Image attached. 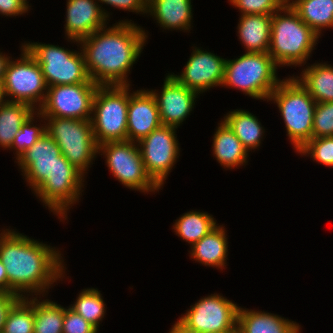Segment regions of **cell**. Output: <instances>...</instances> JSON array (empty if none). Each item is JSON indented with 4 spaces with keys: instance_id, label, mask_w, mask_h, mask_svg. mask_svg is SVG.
Listing matches in <instances>:
<instances>
[{
    "instance_id": "39",
    "label": "cell",
    "mask_w": 333,
    "mask_h": 333,
    "mask_svg": "<svg viewBox=\"0 0 333 333\" xmlns=\"http://www.w3.org/2000/svg\"><path fill=\"white\" fill-rule=\"evenodd\" d=\"M18 299L17 295L0 292V333L2 332L7 312Z\"/></svg>"
},
{
    "instance_id": "36",
    "label": "cell",
    "mask_w": 333,
    "mask_h": 333,
    "mask_svg": "<svg viewBox=\"0 0 333 333\" xmlns=\"http://www.w3.org/2000/svg\"><path fill=\"white\" fill-rule=\"evenodd\" d=\"M63 333H98V330L68 306L64 307Z\"/></svg>"
},
{
    "instance_id": "22",
    "label": "cell",
    "mask_w": 333,
    "mask_h": 333,
    "mask_svg": "<svg viewBox=\"0 0 333 333\" xmlns=\"http://www.w3.org/2000/svg\"><path fill=\"white\" fill-rule=\"evenodd\" d=\"M213 135L212 152L213 156L225 169H239L247 165L248 154H250L236 137L230 127L221 120L218 123Z\"/></svg>"
},
{
    "instance_id": "7",
    "label": "cell",
    "mask_w": 333,
    "mask_h": 333,
    "mask_svg": "<svg viewBox=\"0 0 333 333\" xmlns=\"http://www.w3.org/2000/svg\"><path fill=\"white\" fill-rule=\"evenodd\" d=\"M186 311L169 333H237L239 305L222 294L203 296Z\"/></svg>"
},
{
    "instance_id": "34",
    "label": "cell",
    "mask_w": 333,
    "mask_h": 333,
    "mask_svg": "<svg viewBox=\"0 0 333 333\" xmlns=\"http://www.w3.org/2000/svg\"><path fill=\"white\" fill-rule=\"evenodd\" d=\"M238 8L240 15L264 14L272 15L286 4L285 0H228Z\"/></svg>"
},
{
    "instance_id": "27",
    "label": "cell",
    "mask_w": 333,
    "mask_h": 333,
    "mask_svg": "<svg viewBox=\"0 0 333 333\" xmlns=\"http://www.w3.org/2000/svg\"><path fill=\"white\" fill-rule=\"evenodd\" d=\"M36 112L29 104L6 101L0 107V147L8 149L21 126Z\"/></svg>"
},
{
    "instance_id": "5",
    "label": "cell",
    "mask_w": 333,
    "mask_h": 333,
    "mask_svg": "<svg viewBox=\"0 0 333 333\" xmlns=\"http://www.w3.org/2000/svg\"><path fill=\"white\" fill-rule=\"evenodd\" d=\"M294 76L282 79L267 102L277 104L285 123L286 135L297 152L312 139L317 102Z\"/></svg>"
},
{
    "instance_id": "41",
    "label": "cell",
    "mask_w": 333,
    "mask_h": 333,
    "mask_svg": "<svg viewBox=\"0 0 333 333\" xmlns=\"http://www.w3.org/2000/svg\"><path fill=\"white\" fill-rule=\"evenodd\" d=\"M11 58L12 56L10 57L6 55V53L3 54V52H0V86H2L5 77V71Z\"/></svg>"
},
{
    "instance_id": "43",
    "label": "cell",
    "mask_w": 333,
    "mask_h": 333,
    "mask_svg": "<svg viewBox=\"0 0 333 333\" xmlns=\"http://www.w3.org/2000/svg\"><path fill=\"white\" fill-rule=\"evenodd\" d=\"M20 2H22L28 9H31L30 7V5L28 4L29 3V1H27V0H19Z\"/></svg>"
},
{
    "instance_id": "21",
    "label": "cell",
    "mask_w": 333,
    "mask_h": 333,
    "mask_svg": "<svg viewBox=\"0 0 333 333\" xmlns=\"http://www.w3.org/2000/svg\"><path fill=\"white\" fill-rule=\"evenodd\" d=\"M223 225H216L210 232L196 242L189 256L203 266L223 270L228 265V238Z\"/></svg>"
},
{
    "instance_id": "14",
    "label": "cell",
    "mask_w": 333,
    "mask_h": 333,
    "mask_svg": "<svg viewBox=\"0 0 333 333\" xmlns=\"http://www.w3.org/2000/svg\"><path fill=\"white\" fill-rule=\"evenodd\" d=\"M97 83L49 86L43 105L37 110L44 117L91 120Z\"/></svg>"
},
{
    "instance_id": "20",
    "label": "cell",
    "mask_w": 333,
    "mask_h": 333,
    "mask_svg": "<svg viewBox=\"0 0 333 333\" xmlns=\"http://www.w3.org/2000/svg\"><path fill=\"white\" fill-rule=\"evenodd\" d=\"M298 323L260 310L239 307L237 333H300Z\"/></svg>"
},
{
    "instance_id": "15",
    "label": "cell",
    "mask_w": 333,
    "mask_h": 333,
    "mask_svg": "<svg viewBox=\"0 0 333 333\" xmlns=\"http://www.w3.org/2000/svg\"><path fill=\"white\" fill-rule=\"evenodd\" d=\"M193 51L184 66L183 71L172 74L181 84L199 94L209 91L213 87H222L226 58L192 47Z\"/></svg>"
},
{
    "instance_id": "31",
    "label": "cell",
    "mask_w": 333,
    "mask_h": 333,
    "mask_svg": "<svg viewBox=\"0 0 333 333\" xmlns=\"http://www.w3.org/2000/svg\"><path fill=\"white\" fill-rule=\"evenodd\" d=\"M34 307L19 298L7 312L1 333H33Z\"/></svg>"
},
{
    "instance_id": "37",
    "label": "cell",
    "mask_w": 333,
    "mask_h": 333,
    "mask_svg": "<svg viewBox=\"0 0 333 333\" xmlns=\"http://www.w3.org/2000/svg\"><path fill=\"white\" fill-rule=\"evenodd\" d=\"M100 4L110 5L119 10L136 12L135 14L147 13V0H97Z\"/></svg>"
},
{
    "instance_id": "32",
    "label": "cell",
    "mask_w": 333,
    "mask_h": 333,
    "mask_svg": "<svg viewBox=\"0 0 333 333\" xmlns=\"http://www.w3.org/2000/svg\"><path fill=\"white\" fill-rule=\"evenodd\" d=\"M37 115V116H36ZM41 120L44 123L40 125L35 124V118ZM34 122V123H33ZM38 125V126H37ZM46 132V121L44 116H42L38 111L32 114L25 123L21 126L17 135L13 139L11 146L8 148L9 150L16 151L15 158L18 160L23 153L29 149L44 133Z\"/></svg>"
},
{
    "instance_id": "35",
    "label": "cell",
    "mask_w": 333,
    "mask_h": 333,
    "mask_svg": "<svg viewBox=\"0 0 333 333\" xmlns=\"http://www.w3.org/2000/svg\"><path fill=\"white\" fill-rule=\"evenodd\" d=\"M333 136V102L317 103L313 117L312 138Z\"/></svg>"
},
{
    "instance_id": "18",
    "label": "cell",
    "mask_w": 333,
    "mask_h": 333,
    "mask_svg": "<svg viewBox=\"0 0 333 333\" xmlns=\"http://www.w3.org/2000/svg\"><path fill=\"white\" fill-rule=\"evenodd\" d=\"M127 112V140L138 143L162 125L156 99L149 89L130 93Z\"/></svg>"
},
{
    "instance_id": "40",
    "label": "cell",
    "mask_w": 333,
    "mask_h": 333,
    "mask_svg": "<svg viewBox=\"0 0 333 333\" xmlns=\"http://www.w3.org/2000/svg\"><path fill=\"white\" fill-rule=\"evenodd\" d=\"M0 292L8 293V276L1 259H0Z\"/></svg>"
},
{
    "instance_id": "24",
    "label": "cell",
    "mask_w": 333,
    "mask_h": 333,
    "mask_svg": "<svg viewBox=\"0 0 333 333\" xmlns=\"http://www.w3.org/2000/svg\"><path fill=\"white\" fill-rule=\"evenodd\" d=\"M305 67L295 78L317 103L333 102V66L317 62Z\"/></svg>"
},
{
    "instance_id": "26",
    "label": "cell",
    "mask_w": 333,
    "mask_h": 333,
    "mask_svg": "<svg viewBox=\"0 0 333 333\" xmlns=\"http://www.w3.org/2000/svg\"><path fill=\"white\" fill-rule=\"evenodd\" d=\"M316 34L333 28V0H291L288 3Z\"/></svg>"
},
{
    "instance_id": "29",
    "label": "cell",
    "mask_w": 333,
    "mask_h": 333,
    "mask_svg": "<svg viewBox=\"0 0 333 333\" xmlns=\"http://www.w3.org/2000/svg\"><path fill=\"white\" fill-rule=\"evenodd\" d=\"M217 225L213 215L200 210L184 213L173 224L175 234L192 247Z\"/></svg>"
},
{
    "instance_id": "9",
    "label": "cell",
    "mask_w": 333,
    "mask_h": 333,
    "mask_svg": "<svg viewBox=\"0 0 333 333\" xmlns=\"http://www.w3.org/2000/svg\"><path fill=\"white\" fill-rule=\"evenodd\" d=\"M44 118L46 132L58 144L63 156L86 175L98 154L91 120Z\"/></svg>"
},
{
    "instance_id": "42",
    "label": "cell",
    "mask_w": 333,
    "mask_h": 333,
    "mask_svg": "<svg viewBox=\"0 0 333 333\" xmlns=\"http://www.w3.org/2000/svg\"><path fill=\"white\" fill-rule=\"evenodd\" d=\"M6 102L4 92L2 90V87L0 86V107Z\"/></svg>"
},
{
    "instance_id": "2",
    "label": "cell",
    "mask_w": 333,
    "mask_h": 333,
    "mask_svg": "<svg viewBox=\"0 0 333 333\" xmlns=\"http://www.w3.org/2000/svg\"><path fill=\"white\" fill-rule=\"evenodd\" d=\"M0 259L8 276V294L19 298L46 297L49 288L66 276V264L58 248L15 229H2Z\"/></svg>"
},
{
    "instance_id": "8",
    "label": "cell",
    "mask_w": 333,
    "mask_h": 333,
    "mask_svg": "<svg viewBox=\"0 0 333 333\" xmlns=\"http://www.w3.org/2000/svg\"><path fill=\"white\" fill-rule=\"evenodd\" d=\"M129 85H99L93 99L92 129L97 145L127 141Z\"/></svg>"
},
{
    "instance_id": "11",
    "label": "cell",
    "mask_w": 333,
    "mask_h": 333,
    "mask_svg": "<svg viewBox=\"0 0 333 333\" xmlns=\"http://www.w3.org/2000/svg\"><path fill=\"white\" fill-rule=\"evenodd\" d=\"M20 50V58L10 59L1 87L6 101L26 103L37 111L45 101L48 86L35 58L23 45Z\"/></svg>"
},
{
    "instance_id": "6",
    "label": "cell",
    "mask_w": 333,
    "mask_h": 333,
    "mask_svg": "<svg viewBox=\"0 0 333 333\" xmlns=\"http://www.w3.org/2000/svg\"><path fill=\"white\" fill-rule=\"evenodd\" d=\"M278 65L270 54L245 52L236 59H226L222 87L240 90L245 95L268 100L282 81L277 77Z\"/></svg>"
},
{
    "instance_id": "25",
    "label": "cell",
    "mask_w": 333,
    "mask_h": 333,
    "mask_svg": "<svg viewBox=\"0 0 333 333\" xmlns=\"http://www.w3.org/2000/svg\"><path fill=\"white\" fill-rule=\"evenodd\" d=\"M222 120L230 127L248 152L261 146L265 129L254 114L244 109H236L225 114Z\"/></svg>"
},
{
    "instance_id": "17",
    "label": "cell",
    "mask_w": 333,
    "mask_h": 333,
    "mask_svg": "<svg viewBox=\"0 0 333 333\" xmlns=\"http://www.w3.org/2000/svg\"><path fill=\"white\" fill-rule=\"evenodd\" d=\"M65 17V37L78 44L83 38L108 24L109 12L97 0H67Z\"/></svg>"
},
{
    "instance_id": "19",
    "label": "cell",
    "mask_w": 333,
    "mask_h": 333,
    "mask_svg": "<svg viewBox=\"0 0 333 333\" xmlns=\"http://www.w3.org/2000/svg\"><path fill=\"white\" fill-rule=\"evenodd\" d=\"M191 0H147V14L167 30L189 32L192 23Z\"/></svg>"
},
{
    "instance_id": "23",
    "label": "cell",
    "mask_w": 333,
    "mask_h": 333,
    "mask_svg": "<svg viewBox=\"0 0 333 333\" xmlns=\"http://www.w3.org/2000/svg\"><path fill=\"white\" fill-rule=\"evenodd\" d=\"M272 15L248 14L239 17L237 36L245 52L267 53L270 45Z\"/></svg>"
},
{
    "instance_id": "4",
    "label": "cell",
    "mask_w": 333,
    "mask_h": 333,
    "mask_svg": "<svg viewBox=\"0 0 333 333\" xmlns=\"http://www.w3.org/2000/svg\"><path fill=\"white\" fill-rule=\"evenodd\" d=\"M320 37L286 3L272 14L268 53L279 68L304 66Z\"/></svg>"
},
{
    "instance_id": "16",
    "label": "cell",
    "mask_w": 333,
    "mask_h": 333,
    "mask_svg": "<svg viewBox=\"0 0 333 333\" xmlns=\"http://www.w3.org/2000/svg\"><path fill=\"white\" fill-rule=\"evenodd\" d=\"M154 95L162 125L178 128L191 115L199 93L181 84L172 73L165 77L161 91L150 90ZM157 91V92H156ZM160 93V94H159Z\"/></svg>"
},
{
    "instance_id": "38",
    "label": "cell",
    "mask_w": 333,
    "mask_h": 333,
    "mask_svg": "<svg viewBox=\"0 0 333 333\" xmlns=\"http://www.w3.org/2000/svg\"><path fill=\"white\" fill-rule=\"evenodd\" d=\"M29 9L19 0H0V15L16 17L28 13Z\"/></svg>"
},
{
    "instance_id": "3",
    "label": "cell",
    "mask_w": 333,
    "mask_h": 333,
    "mask_svg": "<svg viewBox=\"0 0 333 333\" xmlns=\"http://www.w3.org/2000/svg\"><path fill=\"white\" fill-rule=\"evenodd\" d=\"M132 20L107 25L79 41L87 72L98 85H130L128 74L138 61L148 33Z\"/></svg>"
},
{
    "instance_id": "13",
    "label": "cell",
    "mask_w": 333,
    "mask_h": 333,
    "mask_svg": "<svg viewBox=\"0 0 333 333\" xmlns=\"http://www.w3.org/2000/svg\"><path fill=\"white\" fill-rule=\"evenodd\" d=\"M176 132V127L161 125L137 143L147 173L161 188L180 156Z\"/></svg>"
},
{
    "instance_id": "12",
    "label": "cell",
    "mask_w": 333,
    "mask_h": 333,
    "mask_svg": "<svg viewBox=\"0 0 333 333\" xmlns=\"http://www.w3.org/2000/svg\"><path fill=\"white\" fill-rule=\"evenodd\" d=\"M98 154L105 157L112 176L128 189L144 194L161 189L147 173L136 142H106L98 145Z\"/></svg>"
},
{
    "instance_id": "28",
    "label": "cell",
    "mask_w": 333,
    "mask_h": 333,
    "mask_svg": "<svg viewBox=\"0 0 333 333\" xmlns=\"http://www.w3.org/2000/svg\"><path fill=\"white\" fill-rule=\"evenodd\" d=\"M40 298L41 296L25 298L34 307L33 333H63L64 307L57 302Z\"/></svg>"
},
{
    "instance_id": "33",
    "label": "cell",
    "mask_w": 333,
    "mask_h": 333,
    "mask_svg": "<svg viewBox=\"0 0 333 333\" xmlns=\"http://www.w3.org/2000/svg\"><path fill=\"white\" fill-rule=\"evenodd\" d=\"M296 153L333 168V136L312 138Z\"/></svg>"
},
{
    "instance_id": "10",
    "label": "cell",
    "mask_w": 333,
    "mask_h": 333,
    "mask_svg": "<svg viewBox=\"0 0 333 333\" xmlns=\"http://www.w3.org/2000/svg\"><path fill=\"white\" fill-rule=\"evenodd\" d=\"M41 67L47 86L94 83L87 72L83 51L39 42L22 44Z\"/></svg>"
},
{
    "instance_id": "30",
    "label": "cell",
    "mask_w": 333,
    "mask_h": 333,
    "mask_svg": "<svg viewBox=\"0 0 333 333\" xmlns=\"http://www.w3.org/2000/svg\"><path fill=\"white\" fill-rule=\"evenodd\" d=\"M97 288L83 289L69 307L99 330L100 321L106 315V304Z\"/></svg>"
},
{
    "instance_id": "1",
    "label": "cell",
    "mask_w": 333,
    "mask_h": 333,
    "mask_svg": "<svg viewBox=\"0 0 333 333\" xmlns=\"http://www.w3.org/2000/svg\"><path fill=\"white\" fill-rule=\"evenodd\" d=\"M15 162L34 196L60 221L67 220L68 210L84 191L85 176L63 156L54 139L45 132Z\"/></svg>"
}]
</instances>
